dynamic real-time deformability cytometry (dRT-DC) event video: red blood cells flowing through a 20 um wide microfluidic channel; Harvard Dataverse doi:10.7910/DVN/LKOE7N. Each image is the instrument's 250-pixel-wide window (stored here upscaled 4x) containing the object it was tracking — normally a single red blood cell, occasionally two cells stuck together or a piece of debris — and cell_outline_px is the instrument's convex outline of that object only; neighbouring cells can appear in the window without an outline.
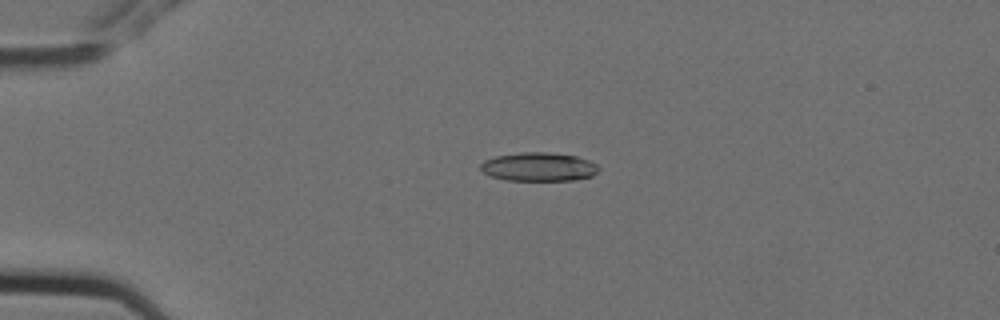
{"species": "Egyptian fruit bat (a non-hibernating species)", "species_latin": "Rousettus aegyptiacus", "temperature_condition": "cold", "stored_images_in_passage": 5, "camera_frame_rate_fps": 3000, "um_per_image_px": 0.085, "animal": {"sex": "female"}, "frame": {"image": 1, "passage_image": 4, "time_ms": 1.0, "image_size_px": [1000, 320], "cell_outline_px": [[600, 168], [592, 176], [572, 180], [504, 180], [492, 176], [484, 172], [480, 168], [480, 164], [484, 160], [496, 156], [520, 152], [548, 152], [576, 156], [588, 160], [596, 164]], "centroid_in_image_um": [45.78, 14.17], "position_along_channel_um": 39.2, "area_um2": 19.65}}